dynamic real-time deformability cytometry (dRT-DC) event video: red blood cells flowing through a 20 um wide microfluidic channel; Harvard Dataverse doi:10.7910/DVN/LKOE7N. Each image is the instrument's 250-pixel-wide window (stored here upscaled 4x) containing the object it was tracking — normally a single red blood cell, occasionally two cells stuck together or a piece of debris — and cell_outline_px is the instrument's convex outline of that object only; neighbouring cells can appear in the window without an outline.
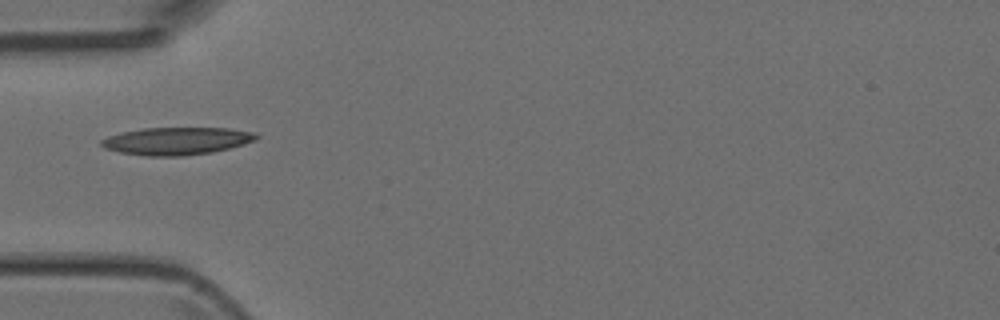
{"species": "Egyptian fruit bat (a non-hibernating species)", "species_latin": "Rousettus aegyptiacus", "temperature_condition": "room temperature", "stored_images_in_passage": 1, "camera_frame_rate_fps": 3000, "um_per_image_px": 0.085, "animal": {"sex": "female"}, "frame": {"image": 1, "passage_image": 1, "time_ms": 0.0, "image_size_px": [1000, 320], "cell_outline_px": [[260, 136], [256, 140], [244, 144], [212, 152], [184, 156], [148, 156], [120, 152], [104, 148], [100, 144], [100, 140], [108, 136], [124, 132], [144, 128], [228, 128], [256, 132]], "centroid_in_image_um": [15.04, 11.98], "position_along_channel_um": 70.0, "area_um2": 24.85}}